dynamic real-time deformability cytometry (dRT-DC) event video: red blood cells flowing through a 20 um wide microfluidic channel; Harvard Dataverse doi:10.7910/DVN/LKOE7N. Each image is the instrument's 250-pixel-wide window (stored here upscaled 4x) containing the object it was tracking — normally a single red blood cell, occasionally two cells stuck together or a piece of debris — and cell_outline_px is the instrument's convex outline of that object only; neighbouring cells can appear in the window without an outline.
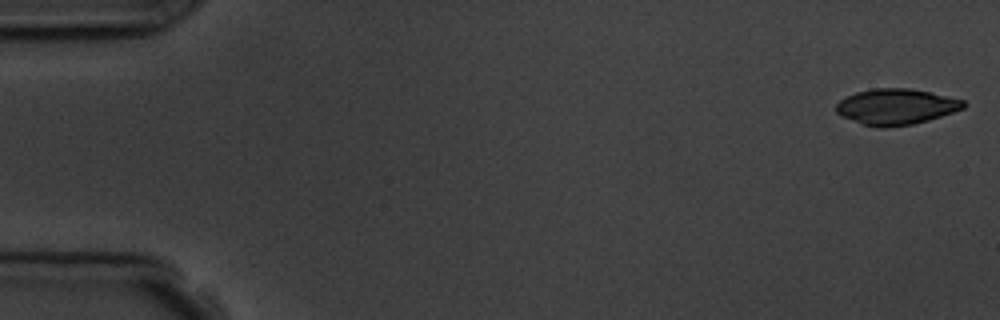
{"species": "common noctule bat (a hibernating species)", "species_latin": "Nyctalus noctula", "temperature_condition": "room temperature", "stored_images_in_passage": 4, "camera_frame_rate_fps": 3000, "um_per_image_px": 0.085, "animal": {"sex": "male", "body_mass_g": 19.5, "forearm_length_mm": 54.6}, "frame": {"image": 1, "passage_image": 1, "time_ms": 0.0, "image_size_px": [1000, 320], "cell_outline_px": [[968, 104], [964, 108], [928, 120], [912, 124], [884, 128], [880, 128], [860, 124], [840, 116], [836, 112], [836, 104], [840, 100], [856, 92], [872, 88], [908, 88], [928, 92], [964, 100]], "centroid_in_image_um": [76.13, 9.08], "position_along_channel_um": 8.9, "area_um2": 26.59}}